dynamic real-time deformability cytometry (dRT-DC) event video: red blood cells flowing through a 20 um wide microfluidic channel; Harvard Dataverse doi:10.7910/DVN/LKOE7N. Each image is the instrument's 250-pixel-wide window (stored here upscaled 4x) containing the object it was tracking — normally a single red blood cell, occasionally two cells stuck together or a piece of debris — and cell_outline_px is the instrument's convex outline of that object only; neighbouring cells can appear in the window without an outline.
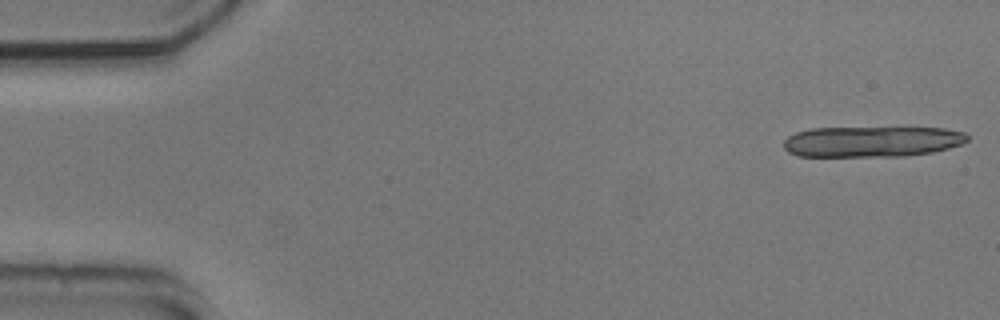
{"species": "common noctule bat (a hibernating species)", "species_latin": "Nyctalus noctula", "temperature_condition": "cold", "stored_images_in_passage": 15, "camera_frame_rate_fps": 3000, "um_per_image_px": 0.085, "animal": {"sex": "male", "body_mass_g": 20.5, "forearm_length_mm": 52.5}, "frame": {"image": 1, "passage_image": 1, "time_ms": 0.0, "image_size_px": [1000, 320], "cell_outline_px": [[968, 140], [960, 144], [948, 148], [932, 152], [904, 156], [796, 156], [788, 152], [784, 148], [784, 140], [788, 136], [796, 132], [812, 128], [944, 128], [964, 132], [968, 136]], "centroid_in_image_um": [74.09, 12.03], "position_along_channel_um": 10.9, "area_um2": 32.83}}